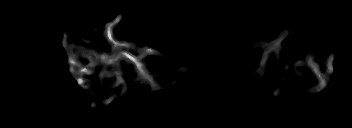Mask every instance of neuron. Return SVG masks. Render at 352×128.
<instances>
[{
    "label": "neuron",
    "mask_w": 352,
    "mask_h": 128,
    "mask_svg": "<svg viewBox=\"0 0 352 128\" xmlns=\"http://www.w3.org/2000/svg\"><path fill=\"white\" fill-rule=\"evenodd\" d=\"M121 20V16H117L114 20L110 21L109 23L105 24V28H104V37L106 39V41L108 43H110L112 45V49L111 51L114 52V56H110L108 54H104V53H91L90 51H87L86 49H84V46H79L77 47L76 45L79 44L78 42H75L74 40H71V43L74 45L72 48H68L67 47V32L65 31L63 33V46L66 48V54L68 55V64L71 66L70 68V72L72 74V76L78 81V83L83 87V88H88L91 85V81L89 80H84L83 79V75H91L94 73V69L97 65L99 64H104L105 63V69L106 67L112 66V70L109 72H104L106 70H104V68L102 67V69H100L99 73L101 75L105 74L107 75V77H111L112 75H116L118 77V80L116 81V83L113 84V87H111V90L115 89L119 83H123V87H122V91L126 90V84L125 82L121 79V75L123 72V70H120L118 67V62L121 59L125 60V64H128L129 62L132 63L135 66L136 71L138 72V76L135 79V87L133 89V91L136 90V88L140 85V84H149V88L152 90L154 87H156L157 83L155 82L153 76H156V73H150L145 66H143V62L144 59L147 57V55H160V52H156L153 48H151L150 46H145L144 49H140L136 46V43H129V42H125V41H119L115 38L114 33H113V28L116 26L117 23H119V21ZM288 35L287 30H283L282 33L275 38H272L271 40H264L261 41L259 43H255V44H251L244 49L245 50H250L253 48H256L258 46H262V45H267V50L266 52L263 54V56L261 57V64L260 67L256 70L258 74H261L264 71V69L266 68V60L268 57V53H270V51H272L273 49H276L281 40L286 38ZM120 49V50H119ZM129 50H131V52H129ZM132 51L134 52H138L140 55L138 57H135L132 54ZM276 55V59L277 61L279 59H281V56L279 54L278 51L275 52ZM78 56L84 59H88L91 61V63L87 64V65H83L82 62H80L78 60ZM324 60H325V67L326 70L329 73H332L334 71V67L331 65V63L334 61V53H331V55L329 56H323ZM327 57V58H325ZM314 59L315 57L312 56L307 63H303L302 61H298L295 67V72H298V69L300 67H305V64L308 65V67L312 70V72L314 73V75L319 79L318 85L315 87H312L310 89V92L313 94H317L319 93V91H321L323 88L326 87L329 79L319 70L318 65L316 63H314ZM255 71V72H256ZM114 96L109 97L106 100H103L101 103L102 104H107L109 105V103L114 100Z\"/></svg>",
    "instance_id": "1"
}]
</instances>
